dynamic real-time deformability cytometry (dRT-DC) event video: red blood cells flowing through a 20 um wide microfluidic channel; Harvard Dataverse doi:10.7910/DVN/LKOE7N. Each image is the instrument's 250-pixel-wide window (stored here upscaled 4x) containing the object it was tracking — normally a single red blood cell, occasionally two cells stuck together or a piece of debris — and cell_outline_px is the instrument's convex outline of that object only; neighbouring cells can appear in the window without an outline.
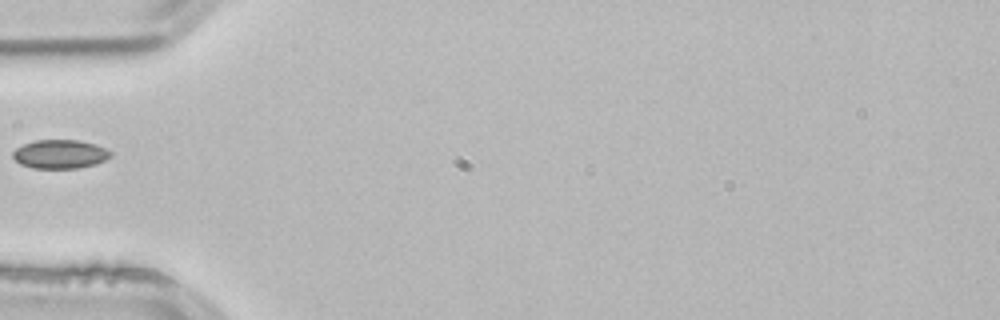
{"species": "common noctule bat (a hibernating species)", "species_latin": "Nyctalus noctula", "temperature_condition": "room temperature", "stored_images_in_passage": 2, "camera_frame_rate_fps": 3000, "um_per_image_px": 0.085, "animal": {"sex": "male", "body_mass_g": 21.5, "forearm_length_mm": 52.0}, "frame": {"image": 1, "passage_image": 2, "time_ms": 0.333, "image_size_px": [1000, 320], "cell_outline_px": [[112, 156], [96, 164], [76, 168], [32, 168], [20, 164], [12, 156], [12, 152], [16, 148], [24, 144], [36, 140], [80, 140], [96, 144], [112, 152]], "centroid_in_image_um": [5.1, 13.1], "position_along_channel_um": 79.9, "area_um2": 16.42}}